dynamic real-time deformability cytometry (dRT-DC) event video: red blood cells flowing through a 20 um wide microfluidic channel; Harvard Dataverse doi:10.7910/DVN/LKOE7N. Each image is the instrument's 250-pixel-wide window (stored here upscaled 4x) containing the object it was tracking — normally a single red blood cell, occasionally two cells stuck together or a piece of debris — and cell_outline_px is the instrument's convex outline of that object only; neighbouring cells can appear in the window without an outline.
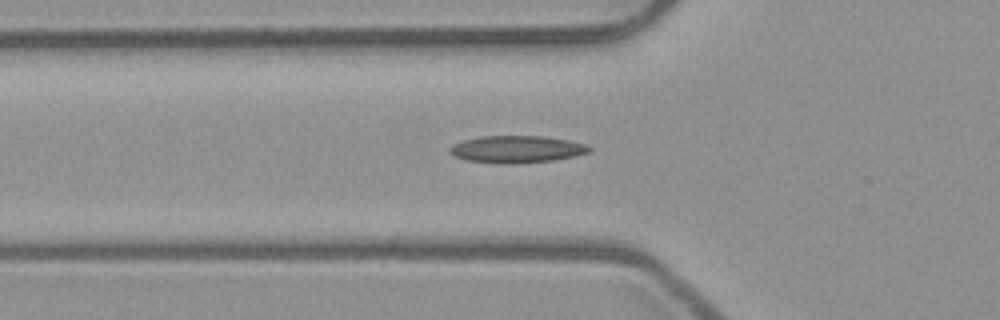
{"species": "common noctule bat (a hibernating species)", "species_latin": "Nyctalus noctula", "temperature_condition": "room temperature", "stored_images_in_passage": 11, "camera_frame_rate_fps": 3000, "um_per_image_px": 0.085, "animal": {"sex": "male", "body_mass_g": 23.1, "forearm_length_mm": 52.7}, "frame": {"image": 1, "passage_image": 4, "time_ms": 1.0, "image_size_px": [1000, 320], "cell_outline_px": [[592, 148], [588, 152], [572, 156], [552, 160], [516, 164], [504, 164], [468, 160], [456, 156], [448, 148], [452, 144], [464, 140], [480, 136], [540, 136], [568, 140], [584, 144]], "centroid_in_image_um": [43.9, 12.68], "position_along_channel_um": 81.9, "area_um2": 21.73}}
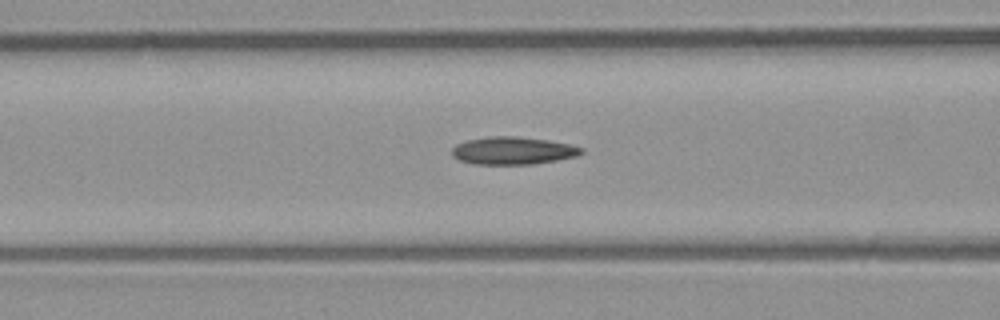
{"frame": {"image": 2, "passage_image": 7, "time_ms": 2.0, "image_size_px": [1000, 320], "cell_outline_px": [[584, 152], [576, 156], [556, 160], [532, 164], [476, 164], [460, 160], [452, 156], [452, 148], [456, 144], [468, 140], [488, 136], [516, 136], [548, 140], [568, 144], [584, 148]], "centroid_in_image_um": [43.59, 12.8], "position_along_channel_um": 123.0, "area_um2": 20.75}}
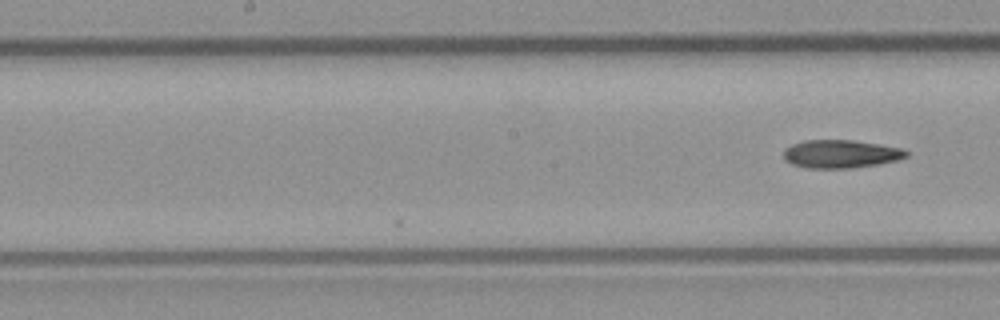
{"frame": {"image": 3, "passage_image": 11, "time_ms": 3.333, "image_size_px": [1000, 320], "cell_outline_px": [[908, 156], [896, 160], [880, 164], [852, 168], [808, 168], [792, 164], [784, 160], [784, 152], [792, 144], [804, 140], [852, 140], [900, 148], [908, 152]], "centroid_in_image_um": [71.45, 13.09], "position_along_channel_um": 176.7, "area_um2": 19.94}}